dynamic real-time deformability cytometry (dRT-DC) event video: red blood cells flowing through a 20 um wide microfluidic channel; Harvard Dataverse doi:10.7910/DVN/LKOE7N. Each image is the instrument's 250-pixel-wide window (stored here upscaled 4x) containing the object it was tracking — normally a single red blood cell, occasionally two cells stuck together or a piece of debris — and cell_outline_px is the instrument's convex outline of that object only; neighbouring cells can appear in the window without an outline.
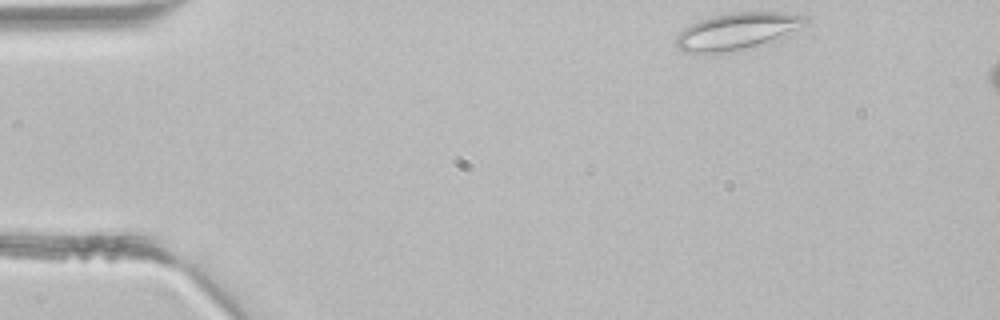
{"species": "common noctule bat (a hibernating species)", "species_latin": "Nyctalus noctula", "temperature_condition": "room temperature", "stored_images_in_passage": 2, "camera_frame_rate_fps": 3000, "um_per_image_px": 0.085, "animal": {"sex": "male", "body_mass_g": 21.5, "forearm_length_mm": 52.0}, "frame": {"image": 1, "passage_image": 1, "time_ms": 0.0, "image_size_px": [1000, 320], "cell_outline_px": [[808, 24], [784, 36], [764, 44], [724, 52], [680, 52], [676, 48], [676, 36], [688, 24], [712, 16], [732, 12], [784, 12], [808, 16]], "centroid_in_image_um": [62.67, 2.63], "position_along_channel_um": 22.3, "area_um2": 27.8}}